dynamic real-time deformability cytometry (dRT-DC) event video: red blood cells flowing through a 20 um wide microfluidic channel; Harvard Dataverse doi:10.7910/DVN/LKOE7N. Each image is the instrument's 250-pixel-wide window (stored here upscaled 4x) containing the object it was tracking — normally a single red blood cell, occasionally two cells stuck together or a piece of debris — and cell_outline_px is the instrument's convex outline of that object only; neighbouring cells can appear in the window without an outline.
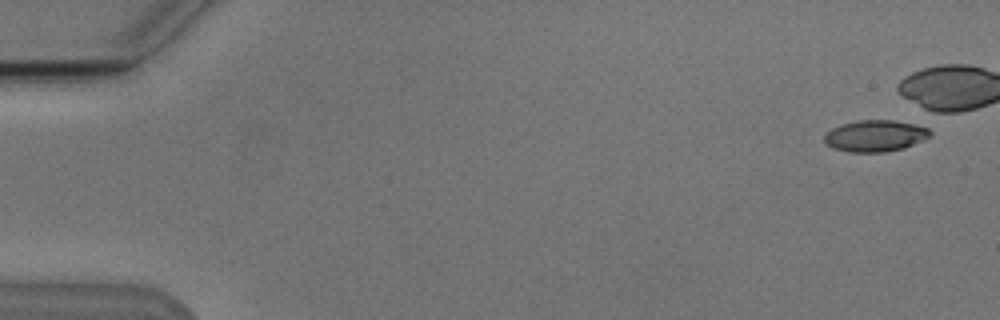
{"species": "Egyptian fruit bat (a non-hibernating species)", "species_latin": "Rousettus aegyptiacus", "temperature_condition": "cold", "stored_images_in_passage": 6, "camera_frame_rate_fps": 3000, "um_per_image_px": 0.085, "animal": {"sex": "male"}, "frame": {"image": 1, "passage_image": 1, "time_ms": 0.0, "image_size_px": [1000, 320], "cell_outline_px": [[932, 132], [924, 140], [904, 148], [884, 152], [848, 152], [832, 148], [824, 144], [824, 136], [832, 128], [840, 124], [860, 120], [896, 120], [928, 124]], "centroid_in_image_um": [74.46, 11.53], "position_along_channel_um": 10.5, "area_um2": 20.0}}